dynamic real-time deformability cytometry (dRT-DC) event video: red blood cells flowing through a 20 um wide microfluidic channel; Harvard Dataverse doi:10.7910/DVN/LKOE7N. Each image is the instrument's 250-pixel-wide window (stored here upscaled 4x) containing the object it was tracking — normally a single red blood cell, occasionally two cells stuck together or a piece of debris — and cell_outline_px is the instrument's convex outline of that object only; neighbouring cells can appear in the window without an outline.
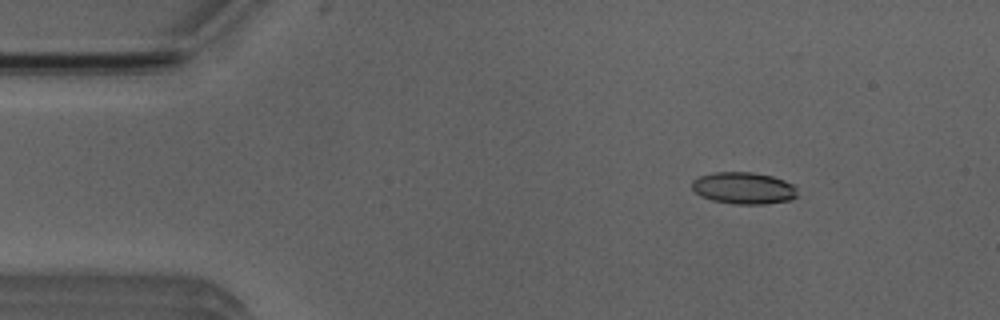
{"species": "Egyptian fruit bat (a non-hibernating species)", "species_latin": "Rousettus aegyptiacus", "temperature_condition": "room temperature", "stored_images_in_passage": 35, "camera_frame_rate_fps": 3000, "um_per_image_px": 0.085, "animal": {"sex": "male"}, "frame": {"image": 1, "passage_image": 1, "time_ms": 0.0, "image_size_px": [1000, 320], "cell_outline_px": [[796, 196], [792, 200], [764, 204], [736, 204], [712, 200], [700, 196], [692, 188], [692, 180], [696, 176], [712, 172], [752, 172], [772, 176], [784, 180], [792, 184], [796, 188]], "centroid_in_image_um": [63.18, 15.98], "position_along_channel_um": 21.8, "area_um2": 19.71}}
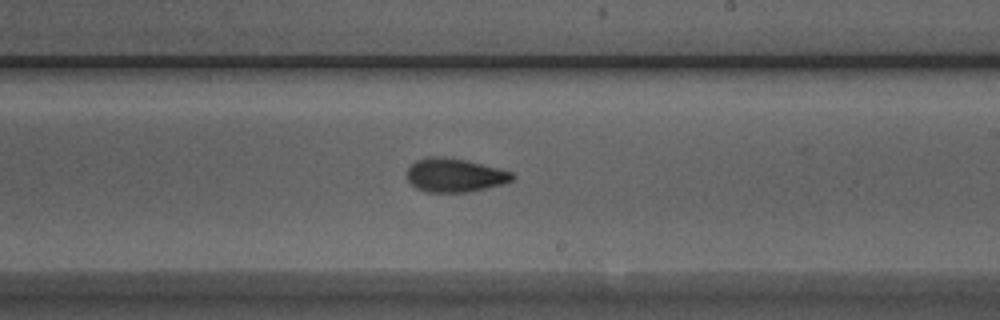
{"frame": {"image": 2, "passage_image": 24, "time_ms": 7.667, "image_size_px": [1000, 320], "cell_outline_px": [[516, 176], [512, 180], [504, 184], [468, 192], [428, 192], [416, 188], [408, 180], [404, 172], [416, 160], [428, 156], [444, 156], [464, 160], [512, 172]], "centroid_in_image_um": [38.61, 14.89], "position_along_channel_um": 250.4, "area_um2": 20.69}}
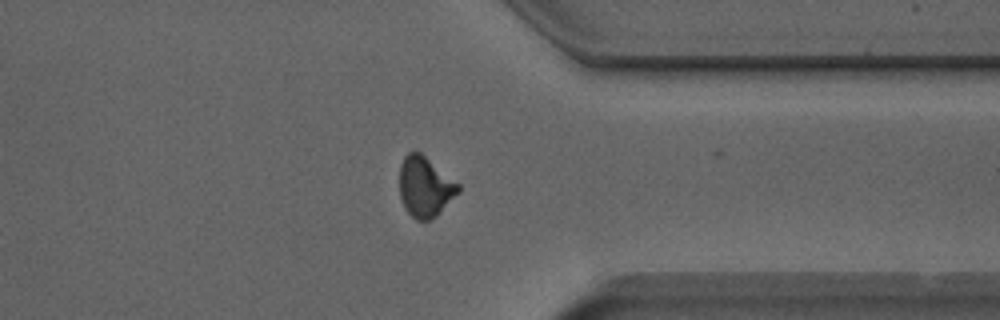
{"frame": {"image": 3, "passage_image": 34, "time_ms": 11.0, "image_size_px": [1000, 320], "cell_outline_px": [[460, 192], [436, 216], [428, 220], [416, 220], [404, 208], [400, 200], [400, 164], [404, 156], [408, 152], [420, 152], [460, 184]], "centroid_in_image_um": [36.13, 15.88], "position_along_channel_um": 375.3, "area_um2": 20.69}, "authors_computed_cell_mechanics": {"area_um2": 20.6924, "velocity_mm_per_s": 3.9397, "shape_relaxation_time_tau1_ms": 5.0928, "shape_relaxation_time_tau2_ms": 1.8976, "deformation_change_tau1": 0.1536, "deformation_change_tau2": 0.0728}}